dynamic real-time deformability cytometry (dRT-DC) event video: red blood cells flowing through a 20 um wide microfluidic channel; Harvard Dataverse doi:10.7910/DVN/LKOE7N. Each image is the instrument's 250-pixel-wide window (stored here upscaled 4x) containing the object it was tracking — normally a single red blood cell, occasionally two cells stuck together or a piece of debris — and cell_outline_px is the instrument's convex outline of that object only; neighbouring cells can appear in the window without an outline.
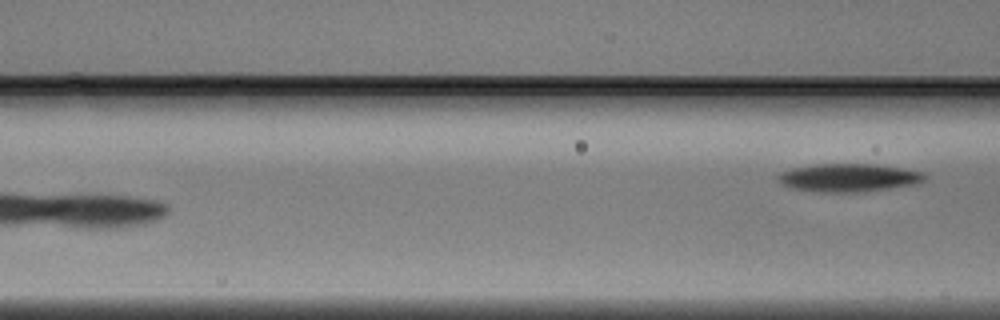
{"species": "Egyptian fruit bat (a non-hibernating species)", "species_latin": "Rousettus aegyptiacus", "temperature_condition": "warm", "stored_images_in_passage": 5, "camera_frame_rate_fps": 3000, "um_per_image_px": 0.085, "animal": {"sex": "male"}, "frame": {"image": 1, "passage_image": 5, "time_ms": 1.333, "image_size_px": [1000, 320], "cell_outline_px": [[924, 180], [916, 184], [888, 188], [856, 192], [828, 192], [792, 188], [776, 180], [776, 176], [792, 168], [812, 164], [876, 164], [900, 168], [920, 172], [924, 176]], "centroid_in_image_um": [72.09, 15.09], "position_along_channel_um": 94.5, "area_um2": 23.52}}